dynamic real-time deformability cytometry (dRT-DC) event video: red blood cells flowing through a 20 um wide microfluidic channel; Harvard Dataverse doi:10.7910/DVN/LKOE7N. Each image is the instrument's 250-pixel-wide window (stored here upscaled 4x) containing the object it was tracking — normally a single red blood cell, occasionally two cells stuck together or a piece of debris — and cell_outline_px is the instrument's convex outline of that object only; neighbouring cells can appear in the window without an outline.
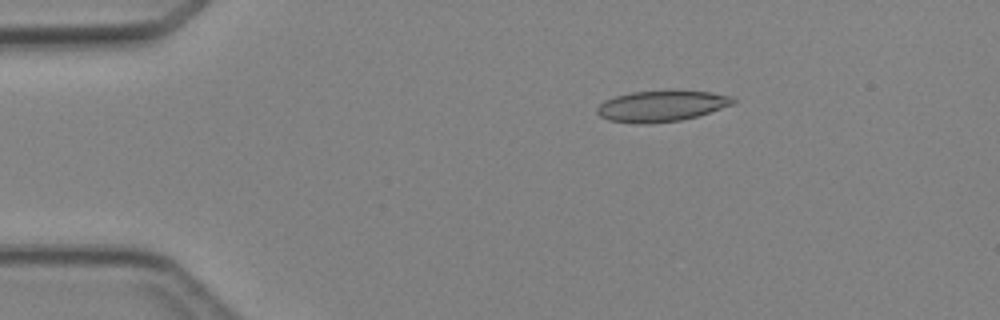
{"species": "Egyptian fruit bat (a non-hibernating species)", "species_latin": "Rousettus aegyptiacus", "temperature_condition": "cold", "stored_images_in_passage": 6, "camera_frame_rate_fps": 3000, "um_per_image_px": 0.085, "animal": {"sex": "female"}, "frame": {"image": 1, "passage_image": 3, "time_ms": 2.333, "image_size_px": [1000, 320], "cell_outline_px": [[736, 104], [696, 116], [680, 120], [648, 124], [636, 124], [608, 120], [600, 116], [596, 112], [596, 108], [604, 100], [616, 96], [632, 92], [712, 92], [732, 96], [736, 100]], "centroid_in_image_um": [56.21, 9.04], "position_along_channel_um": 28.8, "area_um2": 24.22}}
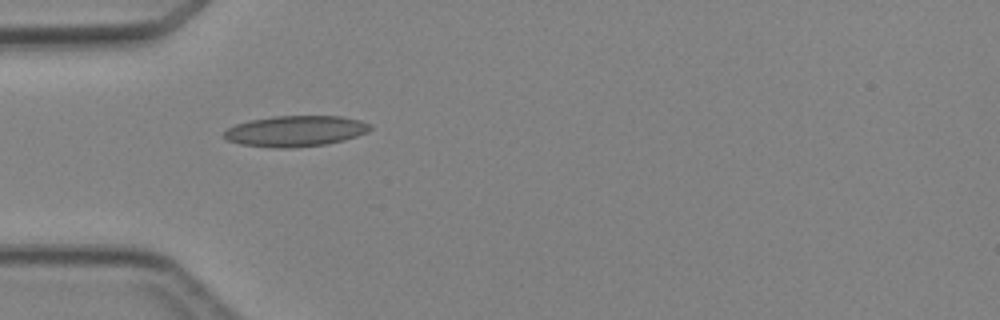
{"frame": {"image": 2, "passage_image": 4, "time_ms": 4.333, "image_size_px": [1000, 320], "cell_outline_px": [[372, 128], [368, 132], [344, 140], [328, 144], [292, 148], [276, 148], [240, 144], [228, 140], [224, 136], [224, 132], [228, 128], [236, 124], [248, 120], [272, 116], [340, 116], [360, 120], [372, 124]], "centroid_in_image_um": [25.14, 11.14], "position_along_channel_um": 59.9, "area_um2": 26.41}}
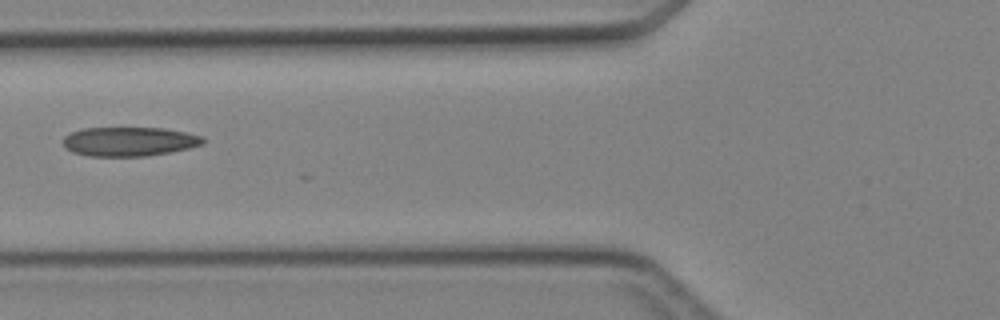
{"frame": {"image": 3, "passage_image": 5, "time_ms": 5.667, "image_size_px": [1000, 320], "cell_outline_px": [[208, 140], [204, 144], [188, 148], [168, 152], [144, 156], [88, 156], [72, 152], [64, 144], [64, 136], [72, 132], [84, 128], [164, 128], [188, 132], [204, 136]], "centroid_in_image_um": [11.05, 12.02], "position_along_channel_um": 114.7, "area_um2": 23.81}}